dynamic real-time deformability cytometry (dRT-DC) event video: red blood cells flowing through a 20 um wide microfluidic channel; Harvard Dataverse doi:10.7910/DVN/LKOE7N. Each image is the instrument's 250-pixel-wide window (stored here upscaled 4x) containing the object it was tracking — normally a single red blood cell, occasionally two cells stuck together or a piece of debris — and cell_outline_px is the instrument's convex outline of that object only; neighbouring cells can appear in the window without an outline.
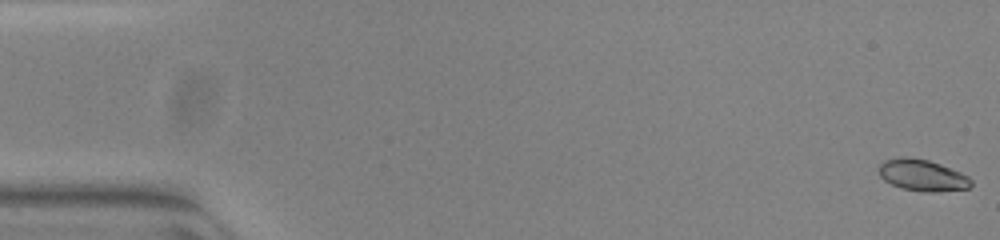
{"species": "common noctule bat (a hibernating species)", "species_latin": "Nyctalus noctula", "temperature_condition": "warm", "stored_images_in_passage": 53, "camera_frame_rate_fps": 3000, "um_per_image_px": 0.085, "animal": {"sex": "female", "body_mass_g": 23.0, "forearm_length_mm": 53.4}, "frame": {"image": 1, "passage_image": 1, "time_ms": 0.0, "image_size_px": [1000, 240], "cell_outline_px": [[972, 184], [968, 188], [936, 192], [924, 192], [904, 188], [892, 184], [884, 180], [880, 176], [880, 164], [884, 160], [900, 156], [908, 156], [928, 160], [940, 164], [960, 172], [968, 176], [972, 180]], "centroid_in_image_um": [78.4, 14.88], "position_along_channel_um": 6.6, "area_um2": 16.88}}
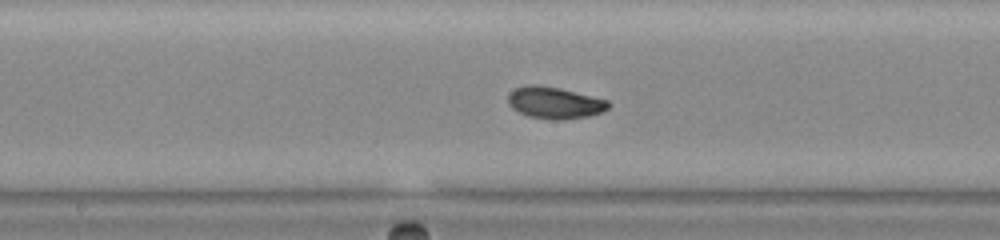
{"frame": {"image": 2, "passage_image": 28, "time_ms": 9.0, "image_size_px": [1000, 240], "cell_outline_px": [[612, 104], [604, 112], [588, 116], [560, 120], [556, 120], [528, 116], [512, 108], [508, 104], [508, 96], [516, 88], [528, 84], [536, 84], [560, 88], [608, 100]], "centroid_in_image_um": [47.17, 8.73], "position_along_channel_um": 201.0, "area_um2": 18.55}}
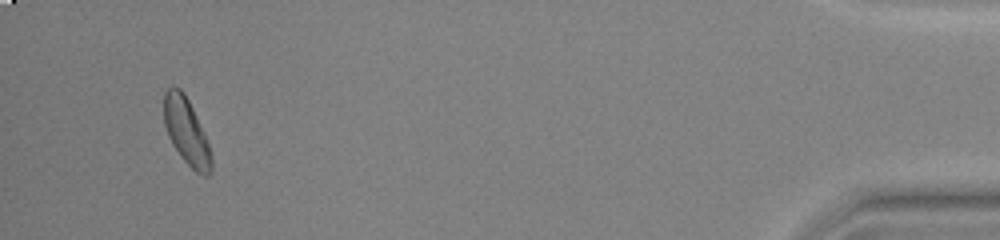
{"frame": {"image": 3, "passage_image": 51, "time_ms": 16.667, "image_size_px": [1000, 240], "cell_outline_px": [[212, 172], [208, 176], [204, 176], [196, 172], [180, 156], [172, 144], [168, 136], [164, 124], [164, 92], [172, 84], [180, 88], [184, 92], [208, 140], [212, 156]], "centroid_in_image_um": [15.85, 11.18], "position_along_channel_um": 419.3, "area_um2": 18.55}, "authors_computed_cell_mechanics": {"area_um2": 17.9758, "velocity_mm_per_s": 3.8713, "shape_relaxation_time_tau1_ms": 7.9448, "shape_relaxation_time_tau2_ms": null, "deformation_change_tau1": 0.2026, "deformation_change_tau2": null}}